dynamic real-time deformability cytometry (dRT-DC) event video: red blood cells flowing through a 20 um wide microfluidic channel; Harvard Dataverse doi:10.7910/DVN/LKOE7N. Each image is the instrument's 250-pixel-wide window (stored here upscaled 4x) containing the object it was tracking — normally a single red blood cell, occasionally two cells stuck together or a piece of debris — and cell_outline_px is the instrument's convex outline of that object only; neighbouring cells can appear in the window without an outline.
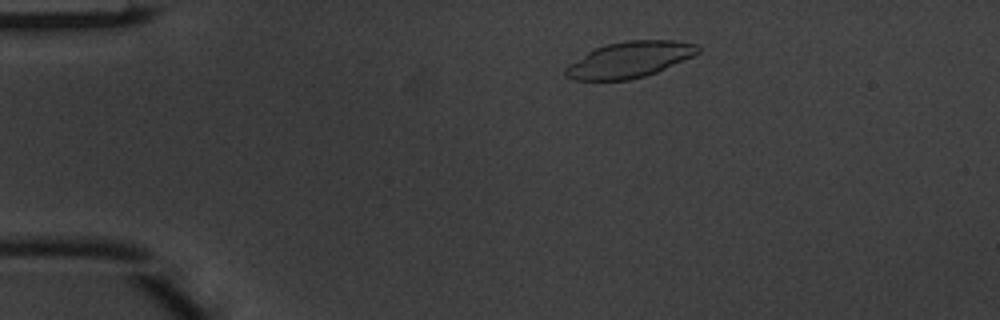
{"species": "common noctule bat (a hibernating species)", "species_latin": "Nyctalus noctula", "temperature_condition": "warm", "stored_images_in_passage": 3, "camera_frame_rate_fps": 3000, "um_per_image_px": 0.085, "animal": {"sex": "male", "body_mass_g": 20.1, "forearm_length_mm": 53.5}, "frame": {"image": 1, "passage_image": 2, "time_ms": 0.333, "image_size_px": [1000, 320], "cell_outline_px": [[700, 52], [692, 56], [656, 72], [644, 76], [628, 80], [572, 80], [564, 76], [564, 68], [588, 52], [596, 48], [608, 44], [624, 40], [672, 40], [696, 44], [700, 48]], "centroid_in_image_um": [53.49, 5.07], "position_along_channel_um": 31.5, "area_um2": 27.46}}